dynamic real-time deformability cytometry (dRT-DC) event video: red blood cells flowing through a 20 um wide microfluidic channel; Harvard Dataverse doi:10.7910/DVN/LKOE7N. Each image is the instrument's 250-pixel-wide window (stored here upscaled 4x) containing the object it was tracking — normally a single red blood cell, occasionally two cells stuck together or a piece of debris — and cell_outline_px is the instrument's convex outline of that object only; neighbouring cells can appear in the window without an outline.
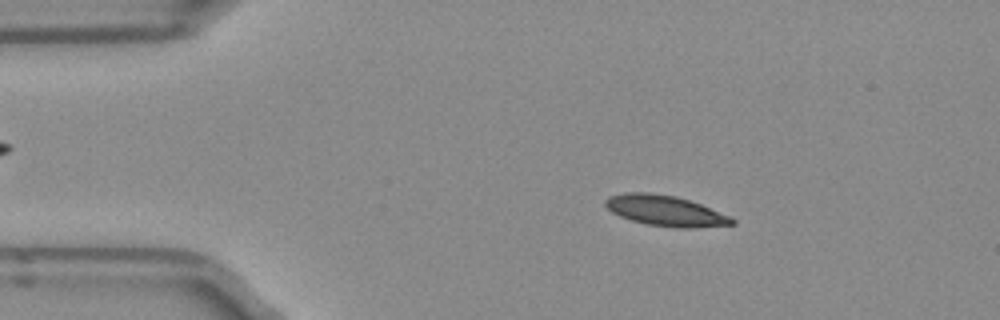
{"species": "Egyptian fruit bat (a non-hibernating species)", "species_latin": "Rousettus aegyptiacus", "temperature_condition": "room temperature", "stored_images_in_passage": 50, "camera_frame_rate_fps": 3000, "um_per_image_px": 0.085, "frame": {"image": 1, "passage_image": 8, "time_ms": 2.333, "image_size_px": [1000, 320], "cell_outline_px": [[736, 224], [692, 228], [676, 228], [644, 224], [620, 216], [612, 212], [604, 204], [604, 200], [608, 196], [624, 192], [648, 192], [676, 196], [700, 204], [732, 216], [736, 220]], "centroid_in_image_um": [56.56, 17.91], "position_along_channel_um": 28.4, "area_um2": 22.77}}
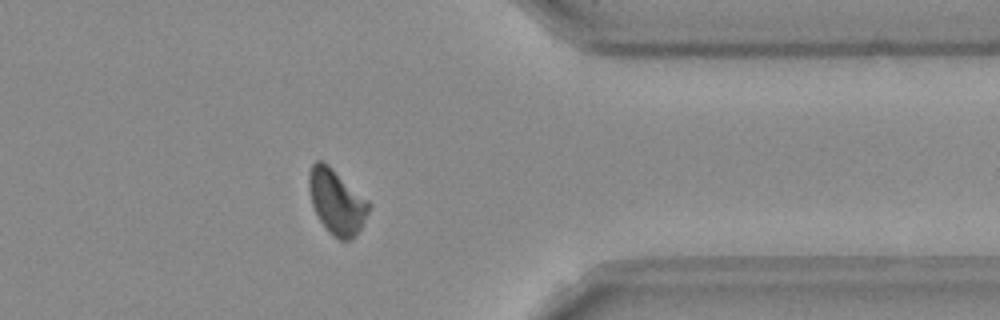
{"frame": {"image": 2, "passage_image": 40, "time_ms": 13.0, "image_size_px": [1000, 320], "cell_outline_px": [[372, 204], [360, 228], [352, 240], [340, 240], [328, 232], [320, 220], [312, 204], [308, 188], [308, 172], [312, 164], [316, 160], [320, 160], [328, 164], [368, 200]], "centroid_in_image_um": [28.6, 17.13], "position_along_channel_um": 382.8, "area_um2": 22.54}}
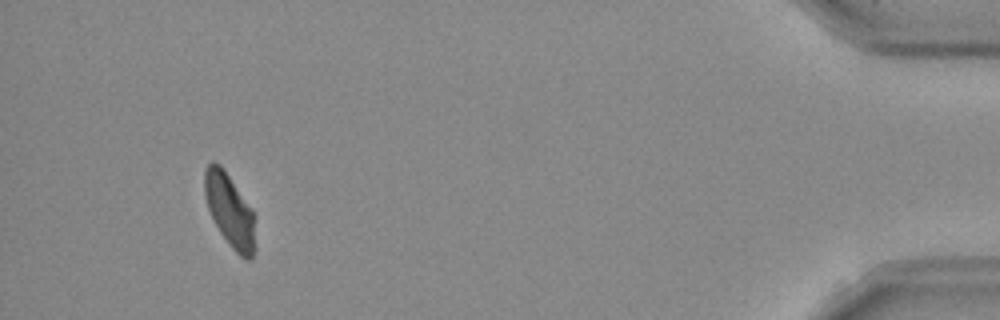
{"frame": {"image": 3, "passage_image": 47, "time_ms": 15.333, "image_size_px": [1000, 320], "cell_outline_px": [[256, 248], [252, 260], [244, 260], [232, 248], [220, 232], [208, 208], [204, 196], [204, 168], [212, 160], [220, 164], [252, 212]], "centroid_in_image_um": [19.5, 17.93], "position_along_channel_um": 415.7, "area_um2": 21.15}, "authors_computed_cell_mechanics": {"area_um2": 22.3686, "velocity_mm_per_s": 3.9339, "shape_relaxation_time_tau1_ms": 7.7417, "shape_relaxation_time_tau2_ms": 5.2669, "deformation_change_tau1": 0.1678, "deformation_change_tau2": 0.113}}